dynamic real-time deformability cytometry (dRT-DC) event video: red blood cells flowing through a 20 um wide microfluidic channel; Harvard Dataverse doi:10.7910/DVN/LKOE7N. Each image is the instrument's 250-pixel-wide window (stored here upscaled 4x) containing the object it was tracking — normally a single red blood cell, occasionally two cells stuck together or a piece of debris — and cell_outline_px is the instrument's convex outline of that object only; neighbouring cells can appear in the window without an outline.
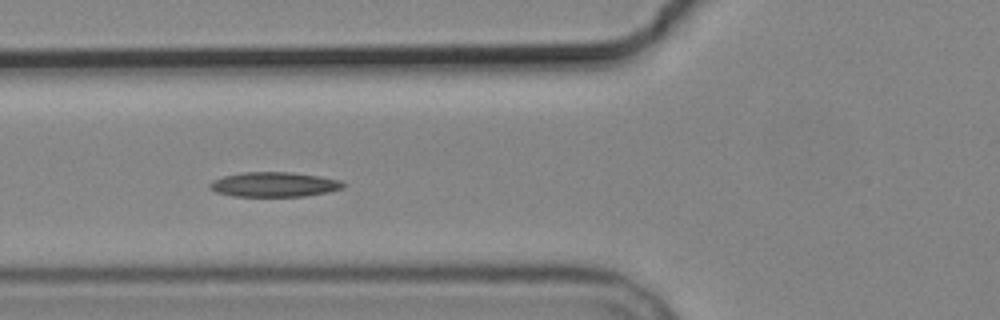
{"species": "common noctule bat (a hibernating species)", "species_latin": "Nyctalus noctula", "temperature_condition": "cold", "stored_images_in_passage": 7, "camera_frame_rate_fps": 3000, "um_per_image_px": 0.085, "animal": {"sex": "male", "body_mass_g": 19.2, "forearm_length_mm": 51.8}, "frame": {"image": 1, "passage_image": 6, "time_ms": 5.667, "image_size_px": [1000, 320], "cell_outline_px": [[348, 184], [344, 188], [328, 192], [304, 196], [232, 196], [216, 192], [208, 188], [208, 184], [212, 180], [224, 176], [244, 172], [288, 172], [320, 176], [340, 180]], "centroid_in_image_um": [23.31, 15.68], "position_along_channel_um": 102.5, "area_um2": 19.36}}
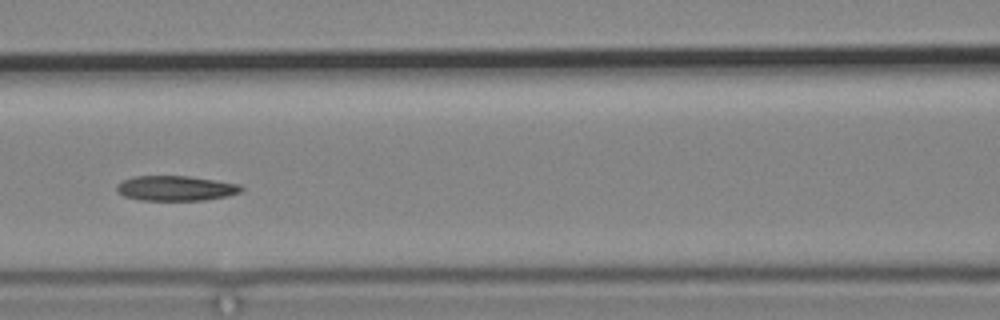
{"frame": {"image": 2, "passage_image": 7, "time_ms": 7.0, "image_size_px": [1000, 320], "cell_outline_px": [[244, 188], [240, 192], [228, 196], [204, 200], [140, 200], [124, 196], [116, 192], [116, 184], [132, 176], [188, 176], [240, 184]], "centroid_in_image_um": [14.91, 16.0], "position_along_channel_um": 151.7, "area_um2": 18.21}}